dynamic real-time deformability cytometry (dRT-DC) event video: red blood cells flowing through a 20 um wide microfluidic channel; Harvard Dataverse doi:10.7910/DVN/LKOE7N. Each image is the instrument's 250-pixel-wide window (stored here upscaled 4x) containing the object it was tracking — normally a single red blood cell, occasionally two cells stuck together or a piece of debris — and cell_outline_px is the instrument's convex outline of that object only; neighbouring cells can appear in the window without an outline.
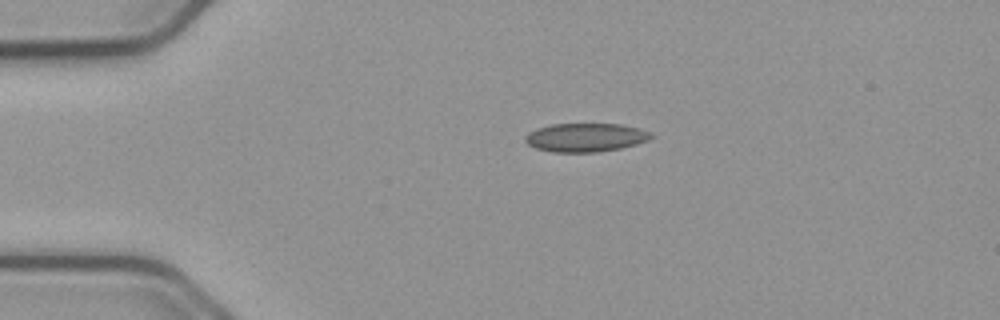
{"species": "common noctule bat (a hibernating species)", "species_latin": "Nyctalus noctula", "temperature_condition": "cold", "stored_images_in_passage": 44, "camera_frame_rate_fps": 3000, "um_per_image_px": 0.085, "animal": {"sex": "male", "body_mass_g": 23.1, "forearm_length_mm": 52.7}, "frame": {"image": 1, "passage_image": 1, "time_ms": 0.0, "image_size_px": [1000, 320], "cell_outline_px": [[656, 136], [648, 140], [636, 144], [620, 148], [596, 152], [552, 152], [536, 148], [528, 144], [524, 140], [524, 136], [528, 132], [536, 128], [552, 124], [620, 124], [640, 128], [652, 132]], "centroid_in_image_um": [49.79, 11.68], "position_along_channel_um": 35.2, "area_um2": 21.15}}
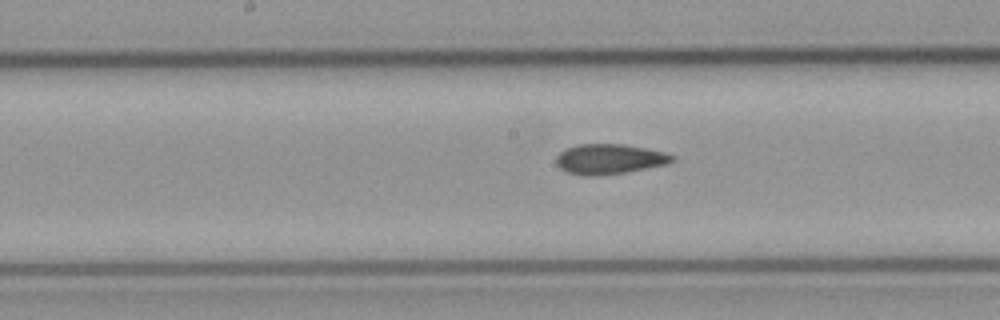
{"frame": {"image": 2, "passage_image": 17, "time_ms": 5.333, "image_size_px": [1000, 320], "cell_outline_px": [[676, 160], [664, 164], [624, 172], [596, 176], [584, 176], [568, 172], [560, 168], [556, 164], [556, 156], [564, 148], [580, 144], [624, 144], [664, 152], [676, 156]], "centroid_in_image_um": [51.76, 13.51], "position_along_channel_um": 196.4, "area_um2": 20.23}}
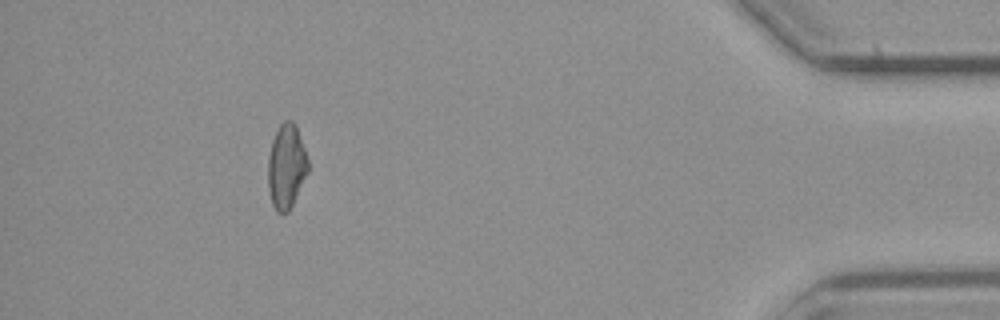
{"frame": {"image": 3, "passage_image": 39, "time_ms": 12.667, "image_size_px": [1000, 320], "cell_outline_px": [[308, 172], [288, 212], [276, 212], [272, 204], [268, 188], [268, 156], [272, 140], [280, 124], [284, 120], [292, 120], [296, 124], [308, 160]], "centroid_in_image_um": [24.33, 14.12], "position_along_channel_um": 410.9, "area_um2": 19.59}, "authors_computed_cell_mechanics": {"area_um2": 20.0855, "velocity_mm_per_s": 3.7477, "shape_relaxation_time_tau1_ms": null, "shape_relaxation_time_tau2_ms": 5.9166, "deformation_change_tau1": null, "deformation_change_tau2": 0.1136}}